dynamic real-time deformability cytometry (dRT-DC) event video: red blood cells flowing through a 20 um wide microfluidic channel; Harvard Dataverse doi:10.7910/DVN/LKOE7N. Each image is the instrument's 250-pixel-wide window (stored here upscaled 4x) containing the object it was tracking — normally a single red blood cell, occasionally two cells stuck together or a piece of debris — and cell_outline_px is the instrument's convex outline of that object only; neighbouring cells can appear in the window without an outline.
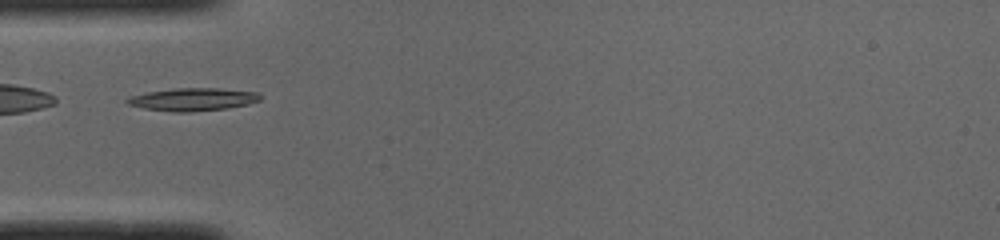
{"species": "common noctule bat (a hibernating species)", "species_latin": "Nyctalus noctula", "temperature_condition": "cold", "stored_images_in_passage": 33, "camera_frame_rate_fps": 3000, "um_per_image_px": 0.085, "animal": {"sex": "male", "body_mass_g": 19.0, "forearm_length_mm": 50.8}, "frame": {"image": 1, "passage_image": 1, "time_ms": 0.0, "image_size_px": [1000, 240], "cell_outline_px": [[260, 100], [248, 104], [228, 108], [188, 112], [172, 112], [144, 108], [128, 104], [124, 100], [128, 96], [148, 92], [176, 88], [216, 88], [256, 92], [260, 96]], "centroid_in_image_um": [16.35, 8.45], "position_along_channel_um": 68.6, "area_um2": 17.57}}
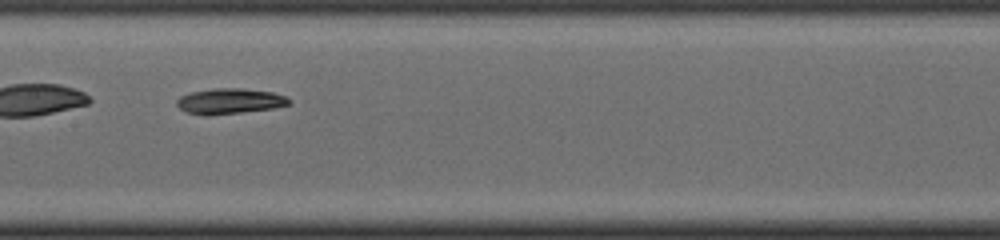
{"frame": {"image": 2, "passage_image": 10, "time_ms": 3.0, "image_size_px": [1000, 240], "cell_outline_px": [[292, 100], [288, 104], [272, 108], [240, 112], [204, 116], [184, 112], [176, 104], [176, 100], [180, 96], [192, 92], [212, 88], [244, 88], [272, 92], [288, 96]], "centroid_in_image_um": [19.5, 8.59], "position_along_channel_um": 187.9, "area_um2": 16.76}}